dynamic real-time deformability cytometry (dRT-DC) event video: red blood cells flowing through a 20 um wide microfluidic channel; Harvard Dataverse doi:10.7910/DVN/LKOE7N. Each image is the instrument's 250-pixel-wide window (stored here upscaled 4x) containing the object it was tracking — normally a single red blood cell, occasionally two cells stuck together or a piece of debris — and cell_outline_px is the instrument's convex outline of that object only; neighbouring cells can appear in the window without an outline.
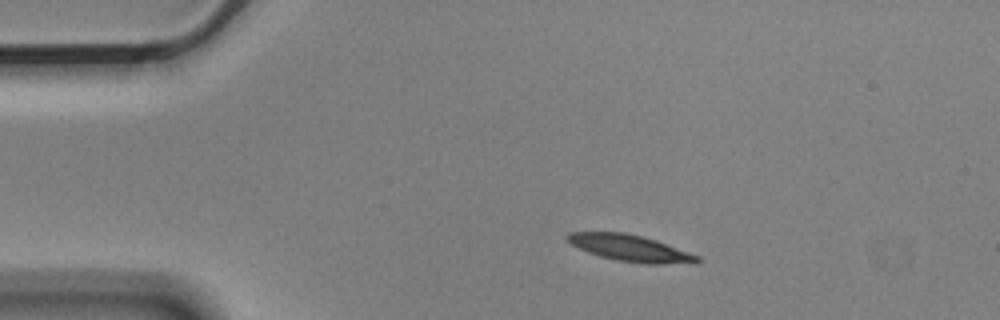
{"species": "Egyptian fruit bat (a non-hibernating species)", "species_latin": "Rousettus aegyptiacus", "temperature_condition": "cold", "stored_images_in_passage": 8, "camera_frame_rate_fps": 3000, "um_per_image_px": 0.085, "animal": {"sex": "male"}, "frame": {"image": 1, "passage_image": 1, "time_ms": 0.0, "image_size_px": [1000, 320], "cell_outline_px": [[700, 260], [696, 264], [644, 264], [616, 260], [600, 256], [588, 252], [564, 240], [564, 236], [568, 232], [624, 232], [656, 240], [700, 256]], "centroid_in_image_um": [53.58, 21.1], "position_along_channel_um": 31.4, "area_um2": 20.23}}
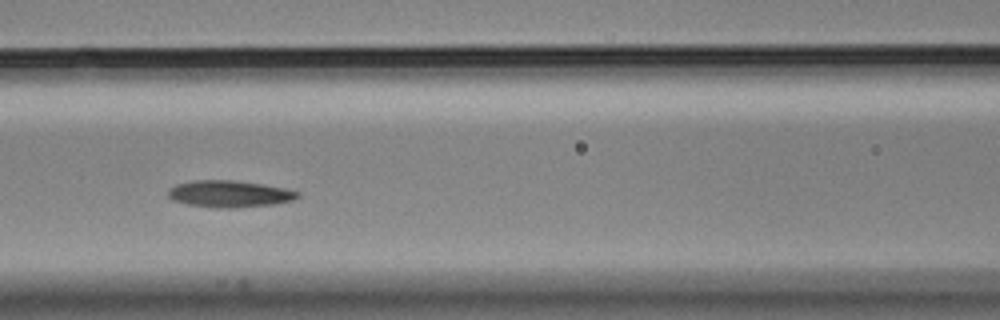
{"frame": {"image": 2, "passage_image": 5, "time_ms": 1.333, "image_size_px": [1000, 320], "cell_outline_px": [[300, 196], [292, 200], [276, 204], [236, 208], [212, 208], [188, 204], [172, 200], [168, 196], [168, 188], [176, 184], [192, 180], [232, 180], [260, 184], [284, 188], [300, 192]], "centroid_in_image_um": [19.47, 16.49], "position_along_channel_um": 147.1, "area_um2": 20.35}}
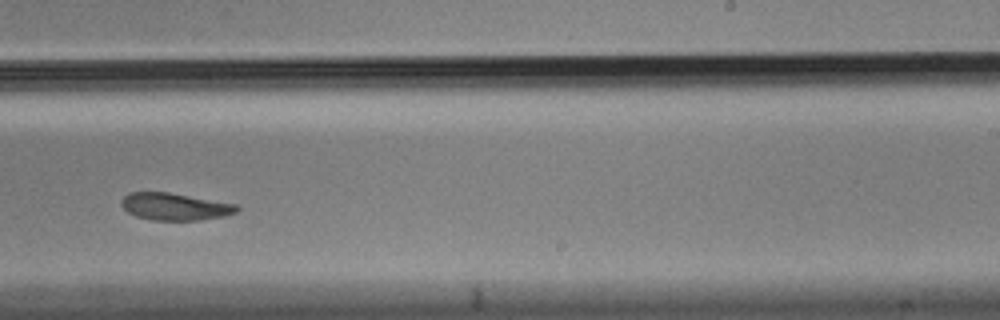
{"frame": {"image": 3, "passage_image": 8, "time_ms": 2.333, "image_size_px": [1000, 320], "cell_outline_px": [[240, 208], [236, 212], [224, 216], [200, 220], [152, 220], [136, 216], [128, 212], [120, 204], [120, 200], [128, 192], [168, 192], [236, 204]], "centroid_in_image_um": [14.84, 17.56], "position_along_channel_um": 274.2, "area_um2": 18.26}}